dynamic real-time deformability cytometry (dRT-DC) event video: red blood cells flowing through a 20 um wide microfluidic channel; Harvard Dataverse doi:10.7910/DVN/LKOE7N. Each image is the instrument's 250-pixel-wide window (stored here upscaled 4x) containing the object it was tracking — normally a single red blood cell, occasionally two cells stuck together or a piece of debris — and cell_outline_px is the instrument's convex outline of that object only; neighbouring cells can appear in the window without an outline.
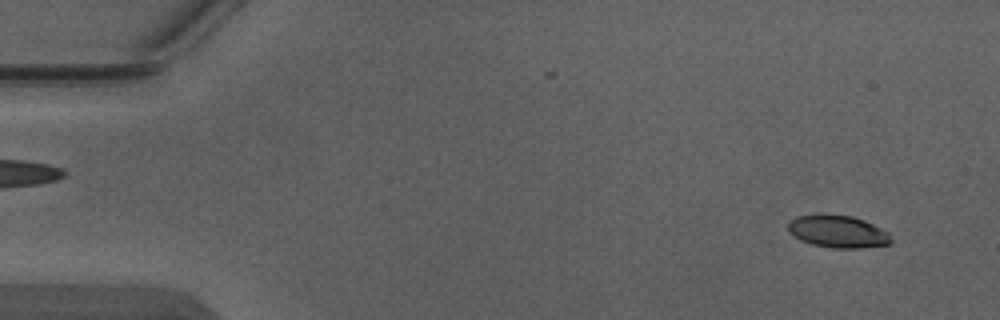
{"species": "Egyptian fruit bat (a non-hibernating species)", "species_latin": "Rousettus aegyptiacus", "temperature_condition": "warm", "stored_images_in_passage": 5, "segment_of_instrument_passage": [2, 2], "camera_frame_rate_fps": 3000, "um_per_image_px": 0.085, "animal": {"sex": "male"}, "frame": {"image": 1, "passage_image": 5, "time_ms": 1.333, "image_size_px": [1000, 320], "cell_outline_px": [[892, 240], [888, 244], [860, 248], [832, 248], [812, 244], [800, 240], [788, 232], [788, 224], [796, 216], [820, 212], [824, 212], [852, 216], [864, 220], [888, 232]], "centroid_in_image_um": [71.17, 19.65], "position_along_channel_um": 13.8, "area_um2": 19.77}}